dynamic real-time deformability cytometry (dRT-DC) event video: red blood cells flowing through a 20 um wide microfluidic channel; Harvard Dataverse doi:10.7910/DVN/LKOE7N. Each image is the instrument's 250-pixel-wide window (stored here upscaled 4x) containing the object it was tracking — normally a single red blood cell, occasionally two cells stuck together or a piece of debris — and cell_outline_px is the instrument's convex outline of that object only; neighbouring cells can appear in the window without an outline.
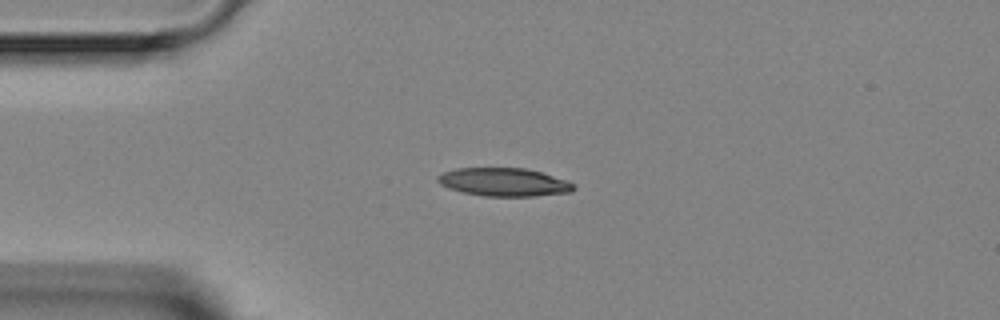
{"species": "Egyptian fruit bat (a non-hibernating species)", "species_latin": "Rousettus aegyptiacus", "temperature_condition": "room temperature", "stored_images_in_passage": 5, "camera_frame_rate_fps": 3000, "um_per_image_px": 0.085, "animal": {"sex": "female"}, "frame": {"image": 1, "passage_image": 4, "time_ms": 3.333, "image_size_px": [1000, 320], "cell_outline_px": [[576, 188], [572, 192], [532, 196], [484, 196], [464, 192], [448, 188], [440, 184], [436, 180], [436, 176], [444, 172], [456, 168], [524, 168], [540, 172], [564, 180], [572, 184]], "centroid_in_image_um": [42.78, 15.48], "position_along_channel_um": 42.2, "area_um2": 22.14}}
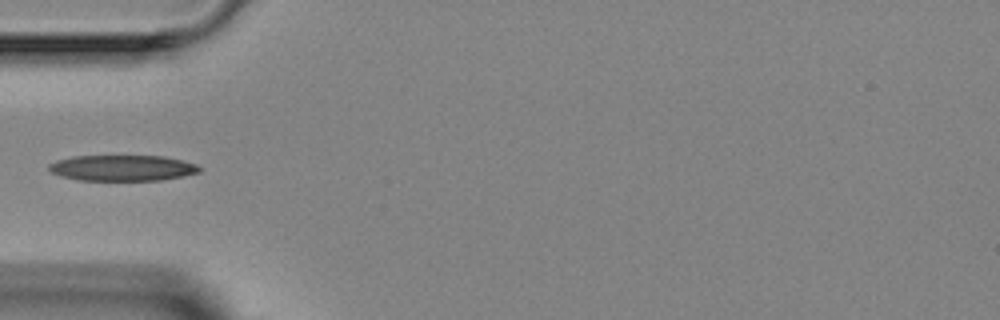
{"frame": {"image": 2, "passage_image": 5, "time_ms": 4.667, "image_size_px": [1000, 320], "cell_outline_px": [[200, 172], [184, 176], [160, 180], [80, 180], [64, 176], [52, 172], [48, 168], [48, 164], [56, 160], [72, 156], [164, 156], [196, 164], [200, 168]], "centroid_in_image_um": [10.41, 14.27], "position_along_channel_um": 74.6, "area_um2": 22.48}}